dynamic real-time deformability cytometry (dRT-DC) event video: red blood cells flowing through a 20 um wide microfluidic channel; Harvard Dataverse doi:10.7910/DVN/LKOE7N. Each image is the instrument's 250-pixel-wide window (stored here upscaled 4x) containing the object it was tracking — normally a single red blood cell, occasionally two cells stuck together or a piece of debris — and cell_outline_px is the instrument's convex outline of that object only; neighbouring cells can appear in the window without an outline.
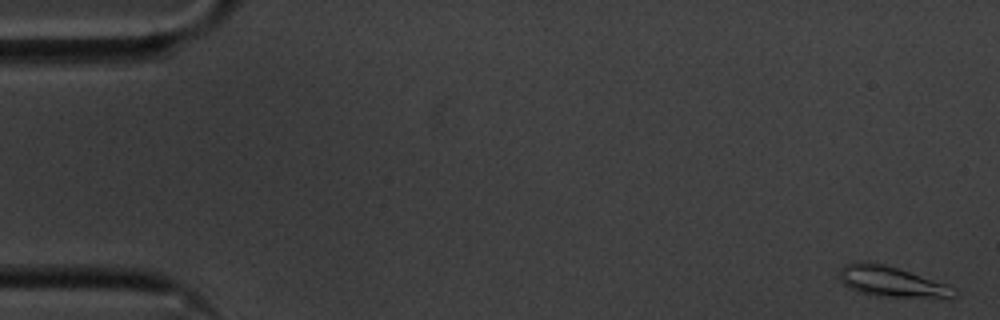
{"species": "common noctule bat (a hibernating species)", "species_latin": "Nyctalus noctula", "temperature_condition": "cold", "stored_images_in_passage": 56, "camera_frame_rate_fps": 3000, "um_per_image_px": 0.085, "animal": {"sex": "male", "body_mass_g": 20.1, "forearm_length_mm": 53.5}, "frame": {"image": 1, "passage_image": 1, "time_ms": 0.0, "image_size_px": [1000, 320], "cell_outline_px": [[956, 292], [952, 296], [888, 296], [856, 292], [848, 288], [840, 280], [840, 272], [844, 264], [860, 260], [864, 260], [884, 264], [944, 284]], "centroid_in_image_um": [75.57, 23.89], "position_along_channel_um": 9.4, "area_um2": 19.36}}
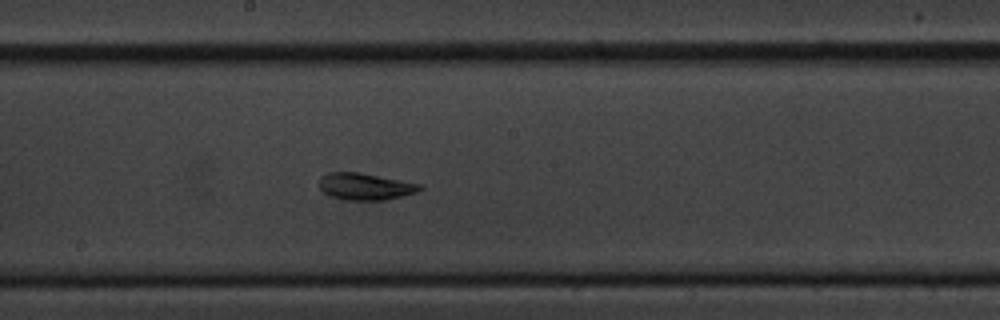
{"frame": {"image": 2, "passage_image": 30, "time_ms": 9.667, "image_size_px": [1000, 320], "cell_outline_px": [[424, 188], [416, 192], [384, 200], [344, 200], [328, 196], [320, 188], [320, 176], [328, 172], [360, 172], [420, 184]], "centroid_in_image_um": [31.0, 15.85], "position_along_channel_um": 217.2, "area_um2": 15.72}}
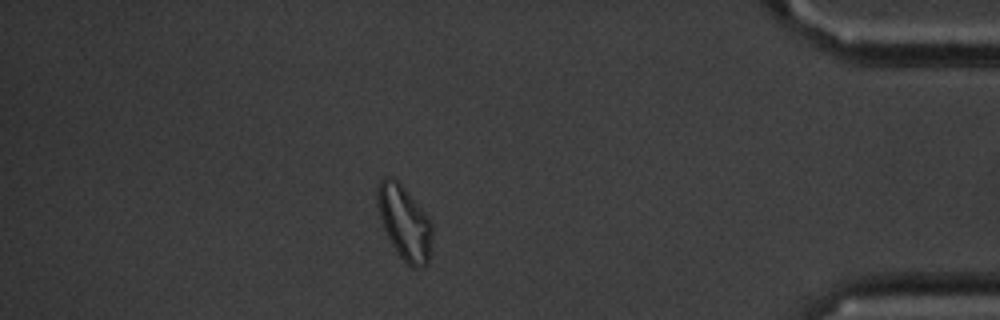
{"frame": {"image": 3, "passage_image": 49, "time_ms": 16.0, "image_size_px": [1000, 320], "cell_outline_px": [[432, 232], [428, 264], [424, 268], [412, 268], [396, 252], [384, 228], [376, 204], [376, 188], [380, 180], [384, 176], [388, 176], [396, 180], [404, 188], [428, 216], [432, 224]], "centroid_in_image_um": [34.37, 18.93], "position_along_channel_um": 400.8, "area_um2": 23.58}, "authors_computed_cell_mechanics": {"area_um2": 16.0395, "velocity_mm_per_s": 3.5298, "shape_relaxation_time_tau1_ms": null, "shape_relaxation_time_tau2_ms": 4.487, "deformation_change_tau1": null, "deformation_change_tau2": 0.0861}}